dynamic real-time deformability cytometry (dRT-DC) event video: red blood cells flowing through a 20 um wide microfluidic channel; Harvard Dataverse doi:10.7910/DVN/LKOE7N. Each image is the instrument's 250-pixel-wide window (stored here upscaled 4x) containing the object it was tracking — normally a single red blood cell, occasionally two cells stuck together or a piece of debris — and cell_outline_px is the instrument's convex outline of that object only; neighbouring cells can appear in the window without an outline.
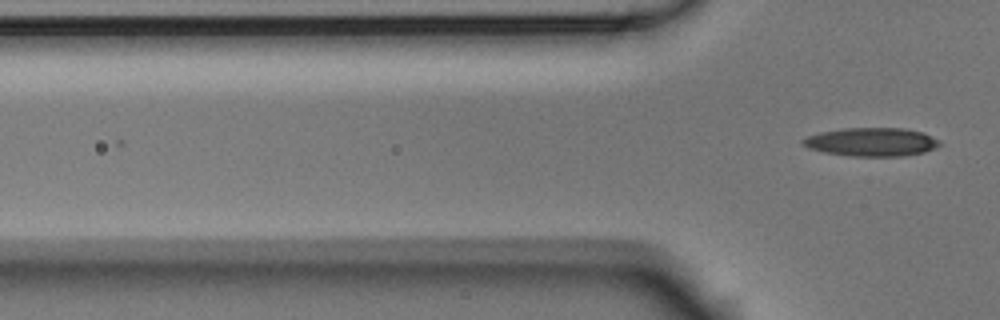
{"species": "Egyptian fruit bat (a non-hibernating species)", "species_latin": "Rousettus aegyptiacus", "temperature_condition": "room temperature", "stored_images_in_passage": 2, "camera_frame_rate_fps": 3000, "um_per_image_px": 0.085, "animal": {"sex": "male"}, "frame": {"image": 1, "passage_image": 2, "time_ms": 0.333, "image_size_px": [1000, 320], "cell_outline_px": [[940, 144], [936, 148], [924, 152], [904, 156], [848, 156], [824, 152], [808, 148], [800, 144], [800, 140], [808, 136], [820, 132], [844, 128], [904, 128], [924, 132], [940, 140]], "centroid_in_image_um": [74.08, 12.07], "position_along_channel_um": 51.7, "area_um2": 22.95}}